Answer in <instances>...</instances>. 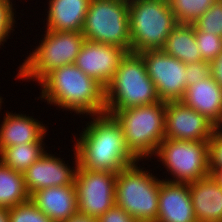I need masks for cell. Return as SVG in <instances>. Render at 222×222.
Listing matches in <instances>:
<instances>
[{
    "label": "cell",
    "mask_w": 222,
    "mask_h": 222,
    "mask_svg": "<svg viewBox=\"0 0 222 222\" xmlns=\"http://www.w3.org/2000/svg\"><path fill=\"white\" fill-rule=\"evenodd\" d=\"M89 117L92 120L85 125L80 137L76 139L74 135L77 142L73 152H76L78 167L117 173L139 162L129 151L122 126L112 115Z\"/></svg>",
    "instance_id": "obj_1"
},
{
    "label": "cell",
    "mask_w": 222,
    "mask_h": 222,
    "mask_svg": "<svg viewBox=\"0 0 222 222\" xmlns=\"http://www.w3.org/2000/svg\"><path fill=\"white\" fill-rule=\"evenodd\" d=\"M40 98L59 109L85 116L105 113V87L74 63L56 68L40 82Z\"/></svg>",
    "instance_id": "obj_2"
},
{
    "label": "cell",
    "mask_w": 222,
    "mask_h": 222,
    "mask_svg": "<svg viewBox=\"0 0 222 222\" xmlns=\"http://www.w3.org/2000/svg\"><path fill=\"white\" fill-rule=\"evenodd\" d=\"M157 89L138 53H126L105 87V113L160 102Z\"/></svg>",
    "instance_id": "obj_3"
},
{
    "label": "cell",
    "mask_w": 222,
    "mask_h": 222,
    "mask_svg": "<svg viewBox=\"0 0 222 222\" xmlns=\"http://www.w3.org/2000/svg\"><path fill=\"white\" fill-rule=\"evenodd\" d=\"M166 101L115 110L129 151L139 160L151 158L164 139Z\"/></svg>",
    "instance_id": "obj_4"
},
{
    "label": "cell",
    "mask_w": 222,
    "mask_h": 222,
    "mask_svg": "<svg viewBox=\"0 0 222 222\" xmlns=\"http://www.w3.org/2000/svg\"><path fill=\"white\" fill-rule=\"evenodd\" d=\"M177 24L169 0H129L130 52L161 49Z\"/></svg>",
    "instance_id": "obj_5"
},
{
    "label": "cell",
    "mask_w": 222,
    "mask_h": 222,
    "mask_svg": "<svg viewBox=\"0 0 222 222\" xmlns=\"http://www.w3.org/2000/svg\"><path fill=\"white\" fill-rule=\"evenodd\" d=\"M140 167L136 162L117 172L115 204L136 221H156L162 180Z\"/></svg>",
    "instance_id": "obj_6"
},
{
    "label": "cell",
    "mask_w": 222,
    "mask_h": 222,
    "mask_svg": "<svg viewBox=\"0 0 222 222\" xmlns=\"http://www.w3.org/2000/svg\"><path fill=\"white\" fill-rule=\"evenodd\" d=\"M44 32L40 45L22 62L15 79H33L39 83L52 70L75 63L85 41L82 32Z\"/></svg>",
    "instance_id": "obj_7"
},
{
    "label": "cell",
    "mask_w": 222,
    "mask_h": 222,
    "mask_svg": "<svg viewBox=\"0 0 222 222\" xmlns=\"http://www.w3.org/2000/svg\"><path fill=\"white\" fill-rule=\"evenodd\" d=\"M82 34L130 53L129 0H90Z\"/></svg>",
    "instance_id": "obj_8"
},
{
    "label": "cell",
    "mask_w": 222,
    "mask_h": 222,
    "mask_svg": "<svg viewBox=\"0 0 222 222\" xmlns=\"http://www.w3.org/2000/svg\"><path fill=\"white\" fill-rule=\"evenodd\" d=\"M154 156L174 178L165 181L189 184L210 175L208 141L164 138Z\"/></svg>",
    "instance_id": "obj_9"
},
{
    "label": "cell",
    "mask_w": 222,
    "mask_h": 222,
    "mask_svg": "<svg viewBox=\"0 0 222 222\" xmlns=\"http://www.w3.org/2000/svg\"><path fill=\"white\" fill-rule=\"evenodd\" d=\"M116 175L77 167L74 185L78 212L98 219L115 204Z\"/></svg>",
    "instance_id": "obj_10"
},
{
    "label": "cell",
    "mask_w": 222,
    "mask_h": 222,
    "mask_svg": "<svg viewBox=\"0 0 222 222\" xmlns=\"http://www.w3.org/2000/svg\"><path fill=\"white\" fill-rule=\"evenodd\" d=\"M161 101H180L186 90L185 64L161 49L138 53Z\"/></svg>",
    "instance_id": "obj_11"
},
{
    "label": "cell",
    "mask_w": 222,
    "mask_h": 222,
    "mask_svg": "<svg viewBox=\"0 0 222 222\" xmlns=\"http://www.w3.org/2000/svg\"><path fill=\"white\" fill-rule=\"evenodd\" d=\"M217 127L204 115L181 101L166 102L164 138L209 141Z\"/></svg>",
    "instance_id": "obj_12"
},
{
    "label": "cell",
    "mask_w": 222,
    "mask_h": 222,
    "mask_svg": "<svg viewBox=\"0 0 222 222\" xmlns=\"http://www.w3.org/2000/svg\"><path fill=\"white\" fill-rule=\"evenodd\" d=\"M125 55L126 52L118 47L85 40L74 64L106 87Z\"/></svg>",
    "instance_id": "obj_13"
},
{
    "label": "cell",
    "mask_w": 222,
    "mask_h": 222,
    "mask_svg": "<svg viewBox=\"0 0 222 222\" xmlns=\"http://www.w3.org/2000/svg\"><path fill=\"white\" fill-rule=\"evenodd\" d=\"M75 167L65 164L64 158H59L47 151L28 169L23 172L25 186L30 196L41 189L53 186H65L74 184L76 170L78 167V158L74 153ZM74 168V169H73Z\"/></svg>",
    "instance_id": "obj_14"
},
{
    "label": "cell",
    "mask_w": 222,
    "mask_h": 222,
    "mask_svg": "<svg viewBox=\"0 0 222 222\" xmlns=\"http://www.w3.org/2000/svg\"><path fill=\"white\" fill-rule=\"evenodd\" d=\"M157 222H197L187 183L162 179L159 187Z\"/></svg>",
    "instance_id": "obj_15"
},
{
    "label": "cell",
    "mask_w": 222,
    "mask_h": 222,
    "mask_svg": "<svg viewBox=\"0 0 222 222\" xmlns=\"http://www.w3.org/2000/svg\"><path fill=\"white\" fill-rule=\"evenodd\" d=\"M180 101L222 127V87L212 75L186 87Z\"/></svg>",
    "instance_id": "obj_16"
},
{
    "label": "cell",
    "mask_w": 222,
    "mask_h": 222,
    "mask_svg": "<svg viewBox=\"0 0 222 222\" xmlns=\"http://www.w3.org/2000/svg\"><path fill=\"white\" fill-rule=\"evenodd\" d=\"M30 200L53 222H64L78 213L74 184L53 186L34 192Z\"/></svg>",
    "instance_id": "obj_17"
},
{
    "label": "cell",
    "mask_w": 222,
    "mask_h": 222,
    "mask_svg": "<svg viewBox=\"0 0 222 222\" xmlns=\"http://www.w3.org/2000/svg\"><path fill=\"white\" fill-rule=\"evenodd\" d=\"M197 222H222V187L212 175L189 183Z\"/></svg>",
    "instance_id": "obj_18"
},
{
    "label": "cell",
    "mask_w": 222,
    "mask_h": 222,
    "mask_svg": "<svg viewBox=\"0 0 222 222\" xmlns=\"http://www.w3.org/2000/svg\"><path fill=\"white\" fill-rule=\"evenodd\" d=\"M0 125V148L37 143L47 134V126L43 122L22 113L6 112Z\"/></svg>",
    "instance_id": "obj_19"
},
{
    "label": "cell",
    "mask_w": 222,
    "mask_h": 222,
    "mask_svg": "<svg viewBox=\"0 0 222 222\" xmlns=\"http://www.w3.org/2000/svg\"><path fill=\"white\" fill-rule=\"evenodd\" d=\"M90 0H49L45 29L82 32Z\"/></svg>",
    "instance_id": "obj_20"
},
{
    "label": "cell",
    "mask_w": 222,
    "mask_h": 222,
    "mask_svg": "<svg viewBox=\"0 0 222 222\" xmlns=\"http://www.w3.org/2000/svg\"><path fill=\"white\" fill-rule=\"evenodd\" d=\"M161 50L184 64L202 61L193 24H177Z\"/></svg>",
    "instance_id": "obj_21"
},
{
    "label": "cell",
    "mask_w": 222,
    "mask_h": 222,
    "mask_svg": "<svg viewBox=\"0 0 222 222\" xmlns=\"http://www.w3.org/2000/svg\"><path fill=\"white\" fill-rule=\"evenodd\" d=\"M30 200L24 174L4 165L0 161V206L15 207Z\"/></svg>",
    "instance_id": "obj_22"
},
{
    "label": "cell",
    "mask_w": 222,
    "mask_h": 222,
    "mask_svg": "<svg viewBox=\"0 0 222 222\" xmlns=\"http://www.w3.org/2000/svg\"><path fill=\"white\" fill-rule=\"evenodd\" d=\"M44 135L37 143H24L0 148V161L11 169L25 172L30 165L45 153Z\"/></svg>",
    "instance_id": "obj_23"
},
{
    "label": "cell",
    "mask_w": 222,
    "mask_h": 222,
    "mask_svg": "<svg viewBox=\"0 0 222 222\" xmlns=\"http://www.w3.org/2000/svg\"><path fill=\"white\" fill-rule=\"evenodd\" d=\"M216 0H169L174 17L179 24H193Z\"/></svg>",
    "instance_id": "obj_24"
},
{
    "label": "cell",
    "mask_w": 222,
    "mask_h": 222,
    "mask_svg": "<svg viewBox=\"0 0 222 222\" xmlns=\"http://www.w3.org/2000/svg\"><path fill=\"white\" fill-rule=\"evenodd\" d=\"M193 25L198 31L222 37V0H216Z\"/></svg>",
    "instance_id": "obj_25"
},
{
    "label": "cell",
    "mask_w": 222,
    "mask_h": 222,
    "mask_svg": "<svg viewBox=\"0 0 222 222\" xmlns=\"http://www.w3.org/2000/svg\"><path fill=\"white\" fill-rule=\"evenodd\" d=\"M195 37L202 60L211 63L222 54V37L198 31L196 28Z\"/></svg>",
    "instance_id": "obj_26"
},
{
    "label": "cell",
    "mask_w": 222,
    "mask_h": 222,
    "mask_svg": "<svg viewBox=\"0 0 222 222\" xmlns=\"http://www.w3.org/2000/svg\"><path fill=\"white\" fill-rule=\"evenodd\" d=\"M9 222H53L36 205L28 200L9 208Z\"/></svg>",
    "instance_id": "obj_27"
},
{
    "label": "cell",
    "mask_w": 222,
    "mask_h": 222,
    "mask_svg": "<svg viewBox=\"0 0 222 222\" xmlns=\"http://www.w3.org/2000/svg\"><path fill=\"white\" fill-rule=\"evenodd\" d=\"M14 10L11 0H0V45H4V42H7L6 39L14 31L16 24Z\"/></svg>",
    "instance_id": "obj_28"
},
{
    "label": "cell",
    "mask_w": 222,
    "mask_h": 222,
    "mask_svg": "<svg viewBox=\"0 0 222 222\" xmlns=\"http://www.w3.org/2000/svg\"><path fill=\"white\" fill-rule=\"evenodd\" d=\"M210 175L222 168V127L216 128L208 141Z\"/></svg>",
    "instance_id": "obj_29"
},
{
    "label": "cell",
    "mask_w": 222,
    "mask_h": 222,
    "mask_svg": "<svg viewBox=\"0 0 222 222\" xmlns=\"http://www.w3.org/2000/svg\"><path fill=\"white\" fill-rule=\"evenodd\" d=\"M186 87L206 79L211 75V64L207 61L193 62L185 64Z\"/></svg>",
    "instance_id": "obj_30"
},
{
    "label": "cell",
    "mask_w": 222,
    "mask_h": 222,
    "mask_svg": "<svg viewBox=\"0 0 222 222\" xmlns=\"http://www.w3.org/2000/svg\"><path fill=\"white\" fill-rule=\"evenodd\" d=\"M98 222H136L125 210L114 204L98 219Z\"/></svg>",
    "instance_id": "obj_31"
},
{
    "label": "cell",
    "mask_w": 222,
    "mask_h": 222,
    "mask_svg": "<svg viewBox=\"0 0 222 222\" xmlns=\"http://www.w3.org/2000/svg\"><path fill=\"white\" fill-rule=\"evenodd\" d=\"M210 64H211V75L222 87V54Z\"/></svg>",
    "instance_id": "obj_32"
},
{
    "label": "cell",
    "mask_w": 222,
    "mask_h": 222,
    "mask_svg": "<svg viewBox=\"0 0 222 222\" xmlns=\"http://www.w3.org/2000/svg\"><path fill=\"white\" fill-rule=\"evenodd\" d=\"M64 222H98L96 218L89 217L87 215L76 213L74 216L69 218L67 221Z\"/></svg>",
    "instance_id": "obj_33"
},
{
    "label": "cell",
    "mask_w": 222,
    "mask_h": 222,
    "mask_svg": "<svg viewBox=\"0 0 222 222\" xmlns=\"http://www.w3.org/2000/svg\"><path fill=\"white\" fill-rule=\"evenodd\" d=\"M0 222H9V208L0 206Z\"/></svg>",
    "instance_id": "obj_34"
},
{
    "label": "cell",
    "mask_w": 222,
    "mask_h": 222,
    "mask_svg": "<svg viewBox=\"0 0 222 222\" xmlns=\"http://www.w3.org/2000/svg\"><path fill=\"white\" fill-rule=\"evenodd\" d=\"M211 175L222 187V168L215 170Z\"/></svg>",
    "instance_id": "obj_35"
},
{
    "label": "cell",
    "mask_w": 222,
    "mask_h": 222,
    "mask_svg": "<svg viewBox=\"0 0 222 222\" xmlns=\"http://www.w3.org/2000/svg\"><path fill=\"white\" fill-rule=\"evenodd\" d=\"M2 100L3 98L0 96V110H1V105H2L1 103H3Z\"/></svg>",
    "instance_id": "obj_36"
},
{
    "label": "cell",
    "mask_w": 222,
    "mask_h": 222,
    "mask_svg": "<svg viewBox=\"0 0 222 222\" xmlns=\"http://www.w3.org/2000/svg\"><path fill=\"white\" fill-rule=\"evenodd\" d=\"M136 222H157V221H136Z\"/></svg>",
    "instance_id": "obj_37"
}]
</instances>
